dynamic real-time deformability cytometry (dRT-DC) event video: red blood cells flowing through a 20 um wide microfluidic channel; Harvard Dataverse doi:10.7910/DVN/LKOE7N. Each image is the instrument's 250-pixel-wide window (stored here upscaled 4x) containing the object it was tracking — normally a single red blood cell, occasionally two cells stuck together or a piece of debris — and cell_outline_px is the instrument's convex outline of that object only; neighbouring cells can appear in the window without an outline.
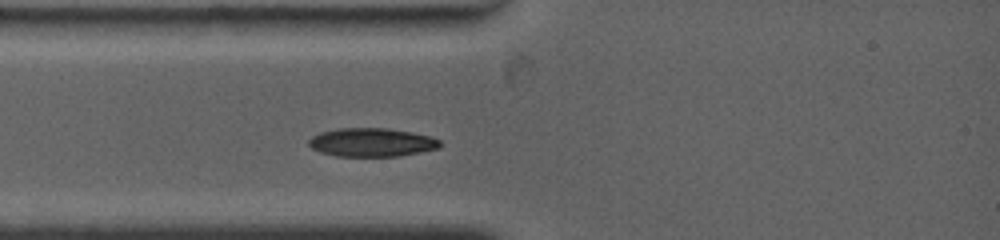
{"species": "common noctule bat (a hibernating species)", "species_latin": "Nyctalus noctula", "temperature_condition": "warm", "stored_images_in_passage": 8, "camera_frame_rate_fps": 4500, "um_per_image_px": 0.085, "animal": {"sex": "female", "body_mass_g": 19.0, "forearm_length_mm": 53.3}, "frame": {"image": 1, "passage_image": 1, "time_ms": 0.0, "image_size_px": [1000, 240], "cell_outline_px": [[440, 148], [400, 156], [336, 156], [320, 152], [312, 148], [308, 144], [308, 140], [312, 136], [320, 132], [336, 128], [388, 128], [412, 132], [432, 136], [440, 140]], "centroid_in_image_um": [31.6, 12.09], "position_along_channel_um": 53.4, "area_um2": 22.02}}
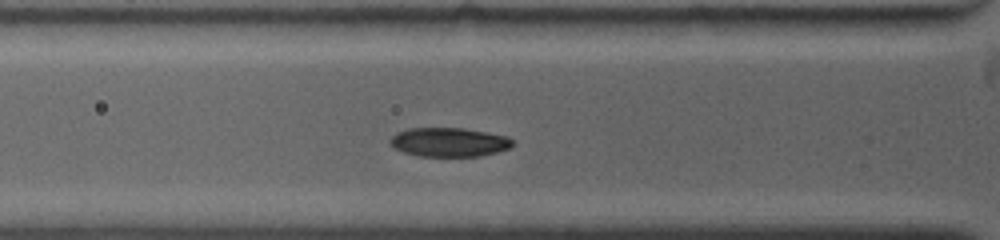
{"frame": {"image": 2, "passage_image": 5, "time_ms": 0.889, "image_size_px": [1000, 240], "cell_outline_px": [[512, 148], [480, 156], [420, 156], [404, 152], [396, 148], [388, 140], [396, 132], [408, 128], [464, 128], [508, 136], [512, 140]], "centroid_in_image_um": [38.18, 12.07], "position_along_channel_um": 87.6, "area_um2": 20.69}}